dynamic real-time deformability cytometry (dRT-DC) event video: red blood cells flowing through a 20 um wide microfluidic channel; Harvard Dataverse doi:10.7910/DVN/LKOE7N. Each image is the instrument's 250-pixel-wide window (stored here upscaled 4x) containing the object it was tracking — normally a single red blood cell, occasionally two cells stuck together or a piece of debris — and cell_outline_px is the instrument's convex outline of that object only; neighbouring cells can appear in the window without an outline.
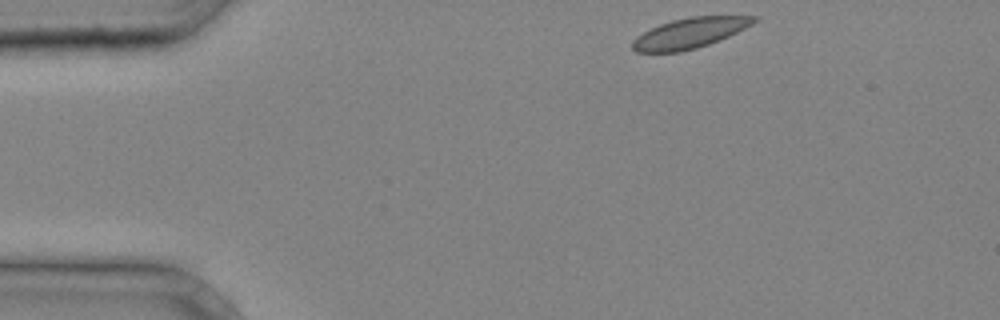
{"species": "common noctule bat (a hibernating species)", "species_latin": "Nyctalus noctula", "temperature_condition": "cold", "stored_images_in_passage": 2, "camera_frame_rate_fps": 3000, "um_per_image_px": 0.085, "animal": {"sex": "male", "body_mass_g": 20.4}, "frame": {"image": 1, "passage_image": 1, "time_ms": 0.0, "image_size_px": [1000, 320], "cell_outline_px": [[760, 16], [752, 24], [728, 36], [708, 44], [696, 48], [680, 52], [636, 52], [632, 48], [632, 40], [636, 36], [660, 24], [672, 20], [692, 16]], "centroid_in_image_um": [58.6, 2.81], "position_along_channel_um": 26.4, "area_um2": 21.21}}